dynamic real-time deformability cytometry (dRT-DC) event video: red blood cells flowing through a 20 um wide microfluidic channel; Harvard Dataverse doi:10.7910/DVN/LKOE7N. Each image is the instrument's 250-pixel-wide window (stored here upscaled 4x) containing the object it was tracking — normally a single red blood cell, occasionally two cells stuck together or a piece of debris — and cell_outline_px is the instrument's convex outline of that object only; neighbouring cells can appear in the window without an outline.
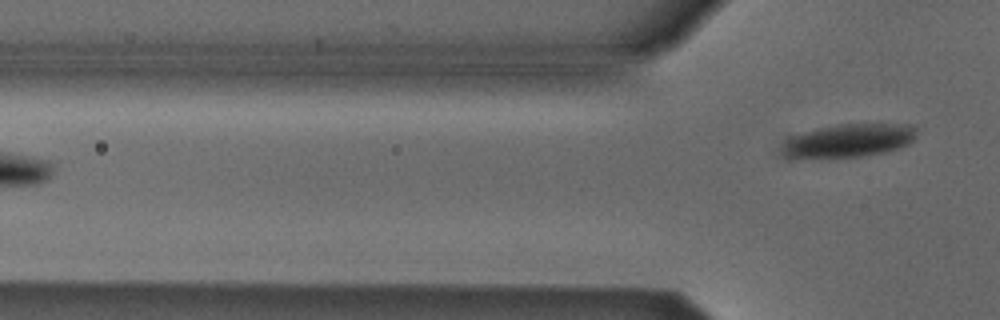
{"species": "Egyptian fruit bat (a non-hibernating species)", "species_latin": "Rousettus aegyptiacus", "temperature_condition": "cold", "stored_images_in_passage": 5, "camera_frame_rate_fps": 3000, "um_per_image_px": 0.085, "animal": {"sex": "male"}, "frame": {"image": 1, "passage_image": 5, "time_ms": 5.0, "image_size_px": [1000, 320], "cell_outline_px": [[916, 136], [908, 144], [900, 148], [868, 156], [832, 160], [820, 160], [784, 156], [784, 144], [792, 136], [816, 128], [840, 124], [912, 124], [916, 128]], "centroid_in_image_um": [72.16, 11.99], "position_along_channel_um": 53.6, "area_um2": 26.76}}